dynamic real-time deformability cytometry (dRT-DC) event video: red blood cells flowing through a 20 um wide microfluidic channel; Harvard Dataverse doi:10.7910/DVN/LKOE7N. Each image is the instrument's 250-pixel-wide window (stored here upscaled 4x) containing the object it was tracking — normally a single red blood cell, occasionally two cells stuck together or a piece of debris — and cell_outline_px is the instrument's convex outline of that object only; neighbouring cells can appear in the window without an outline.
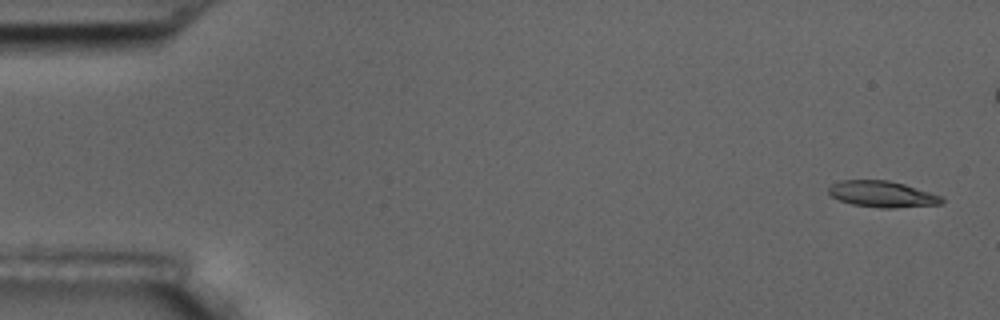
{"species": "common noctule bat (a hibernating species)", "species_latin": "Nyctalus noctula", "temperature_condition": "room temperature", "stored_images_in_passage": 6, "segment_of_instrument_passage": [1, 2], "camera_frame_rate_fps": 3000, "um_per_image_px": 0.085, "animal": {"sex": "male", "body_mass_g": 17.5, "forearm_length_mm": 52.3}, "frame": {"image": 1, "passage_image": 1, "time_ms": 0.0, "image_size_px": [1000, 320], "cell_outline_px": [[944, 200], [940, 204], [896, 208], [880, 208], [852, 204], [840, 200], [832, 196], [828, 192], [828, 188], [832, 184], [840, 180], [888, 180], [904, 184], [944, 196]], "centroid_in_image_um": [75.01, 16.5], "position_along_channel_um": 10.0, "area_um2": 17.34}}